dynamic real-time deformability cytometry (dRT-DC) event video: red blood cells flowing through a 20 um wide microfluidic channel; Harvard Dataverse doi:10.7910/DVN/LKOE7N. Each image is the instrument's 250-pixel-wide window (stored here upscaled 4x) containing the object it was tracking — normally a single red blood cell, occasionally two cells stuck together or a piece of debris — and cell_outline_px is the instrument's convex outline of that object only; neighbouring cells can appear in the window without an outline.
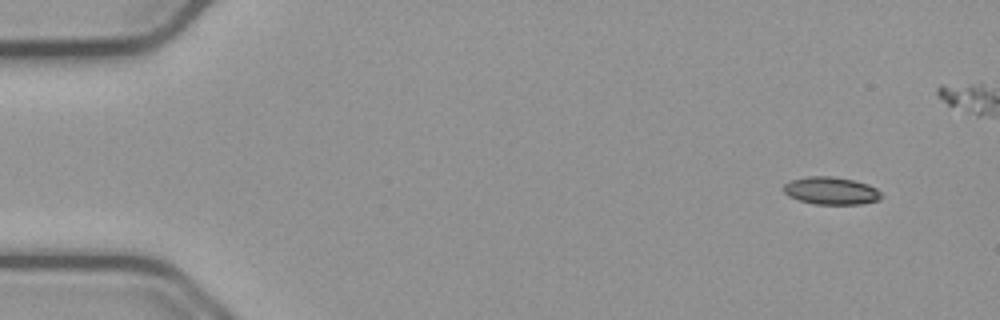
{"species": "common noctule bat (a hibernating species)", "species_latin": "Nyctalus noctula", "temperature_condition": "cold", "stored_images_in_passage": 44, "camera_frame_rate_fps": 3000, "um_per_image_px": 0.085, "animal": {"sex": "male", "body_mass_g": 23.1, "forearm_length_mm": 52.7}, "frame": {"image": 1, "passage_image": 1, "time_ms": 0.0, "image_size_px": [1000, 320], "cell_outline_px": [[884, 196], [880, 200], [860, 204], [816, 204], [800, 200], [788, 196], [784, 192], [784, 184], [792, 180], [808, 176], [832, 176], [852, 180], [868, 184], [876, 188]], "centroid_in_image_um": [70.67, 16.21], "position_along_channel_um": 14.3, "area_um2": 15.66}}
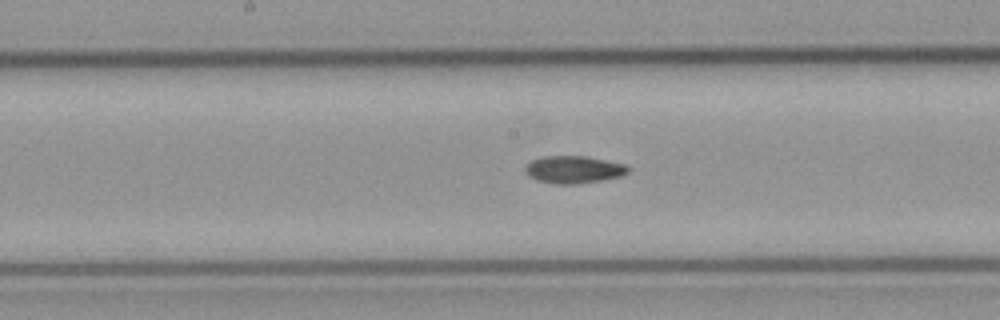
{"frame": {"image": 2, "passage_image": 25, "time_ms": 8.0, "image_size_px": [1000, 320], "cell_outline_px": [[632, 168], [628, 172], [620, 176], [604, 180], [576, 184], [556, 184], [536, 180], [528, 176], [524, 172], [524, 168], [532, 160], [544, 156], [584, 156], [624, 164]], "centroid_in_image_um": [48.75, 14.42], "position_along_channel_um": 199.4, "area_um2": 16.47}}
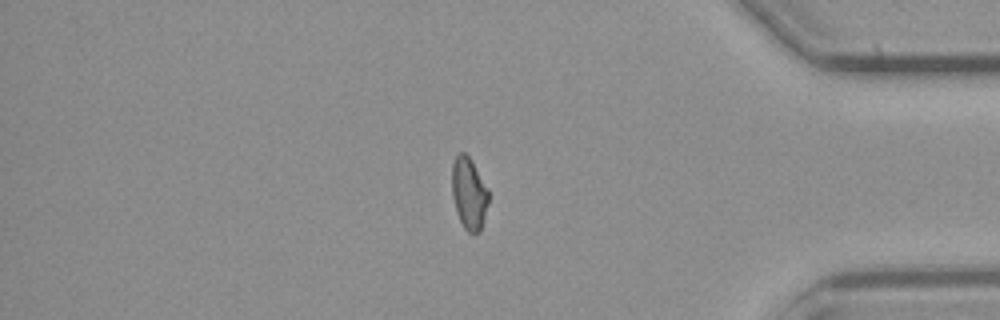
{"frame": {"image": 3, "passage_image": 43, "time_ms": 14.0, "image_size_px": [1000, 320], "cell_outline_px": [[488, 204], [480, 232], [468, 232], [464, 228], [456, 212], [452, 196], [452, 164], [456, 156], [460, 152], [464, 152], [472, 160], [488, 188]], "centroid_in_image_um": [39.86, 16.42], "position_along_channel_um": 395.3, "area_um2": 15.37}}